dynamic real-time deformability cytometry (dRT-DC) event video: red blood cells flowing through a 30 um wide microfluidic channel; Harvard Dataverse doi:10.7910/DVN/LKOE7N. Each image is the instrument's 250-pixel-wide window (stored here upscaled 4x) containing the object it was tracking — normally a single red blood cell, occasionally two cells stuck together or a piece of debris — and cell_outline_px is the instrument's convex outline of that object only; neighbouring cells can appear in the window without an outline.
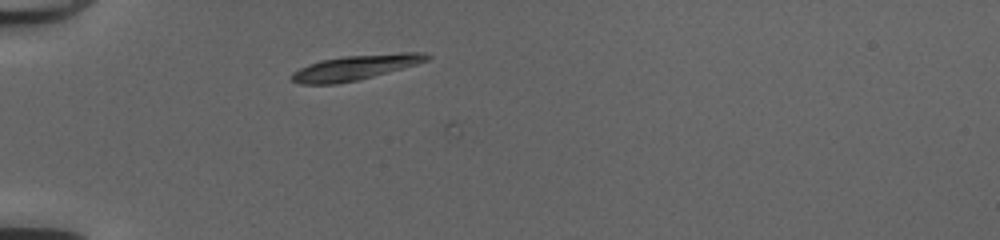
{"species": "common noctule bat (a hibernating species)", "species_latin": "Nyctalus noctula", "temperature_condition": "cold", "stored_images_in_passage": 4, "camera_frame_rate_fps": 3000, "um_per_image_px": 0.085, "animal": {"sex": "female", "body_mass_g": 20.0, "forearm_length_mm": 54.0}, "frame": {"image": 1, "passage_image": 3, "time_ms": 0.667, "image_size_px": [1000, 240], "cell_outline_px": [[432, 56], [428, 60], [416, 64], [360, 80], [336, 84], [300, 84], [292, 80], [288, 76], [292, 72], [308, 64], [320, 60], [344, 56], [400, 52], [424, 52]], "centroid_in_image_um": [30.18, 5.73], "position_along_channel_um": 54.8, "area_um2": 19.83}}